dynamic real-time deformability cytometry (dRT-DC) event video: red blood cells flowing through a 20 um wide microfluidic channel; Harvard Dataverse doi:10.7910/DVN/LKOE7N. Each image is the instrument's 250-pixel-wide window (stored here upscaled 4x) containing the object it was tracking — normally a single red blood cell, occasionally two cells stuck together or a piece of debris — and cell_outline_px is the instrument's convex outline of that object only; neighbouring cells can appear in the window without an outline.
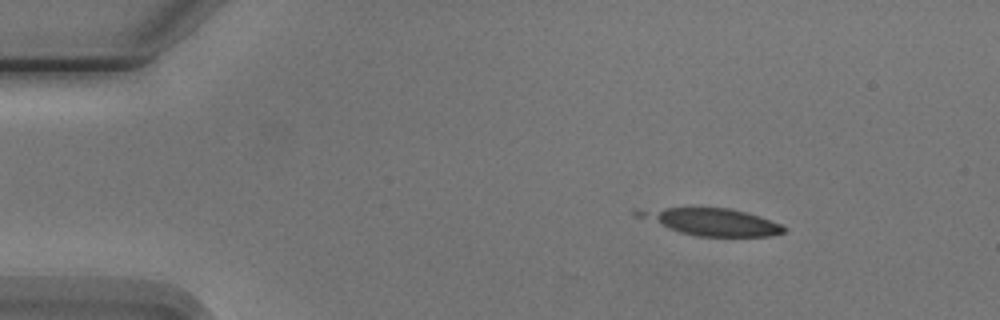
{"species": "Egyptian fruit bat (a non-hibernating species)", "species_latin": "Rousettus aegyptiacus", "temperature_condition": "cold", "stored_images_in_passage": 6, "camera_frame_rate_fps": 3000, "um_per_image_px": 0.085, "animal": {"sex": "male"}, "frame": {"image": 1, "passage_image": 1, "time_ms": 0.0, "image_size_px": [1000, 320], "cell_outline_px": [[784, 232], [772, 236], [696, 236], [680, 232], [668, 228], [652, 216], [656, 212], [664, 208], [728, 208], [760, 216], [780, 224], [784, 228]], "centroid_in_image_um": [60.95, 18.9], "position_along_channel_um": 24.1, "area_um2": 20.69}}
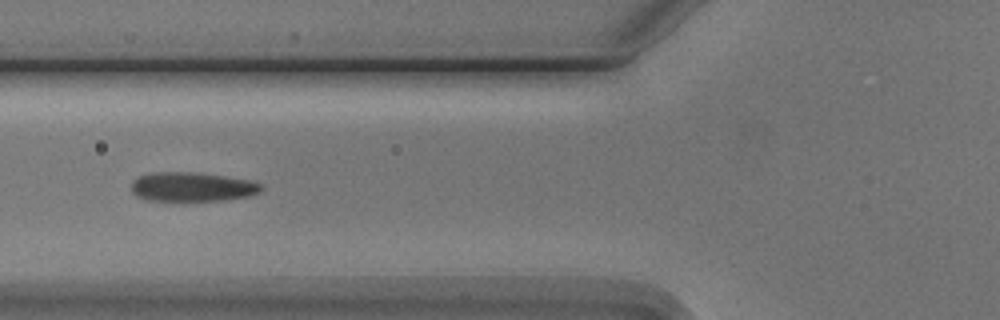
{"frame": {"image": 2, "passage_image": 4, "time_ms": 4.333, "image_size_px": [1000, 320], "cell_outline_px": [[264, 188], [260, 192], [248, 196], [224, 200], [144, 200], [136, 196], [132, 192], [132, 180], [140, 176], [152, 172], [192, 172], [224, 176], [252, 180], [264, 184]], "centroid_in_image_um": [16.36, 15.87], "position_along_channel_um": 109.4, "area_um2": 22.2}}
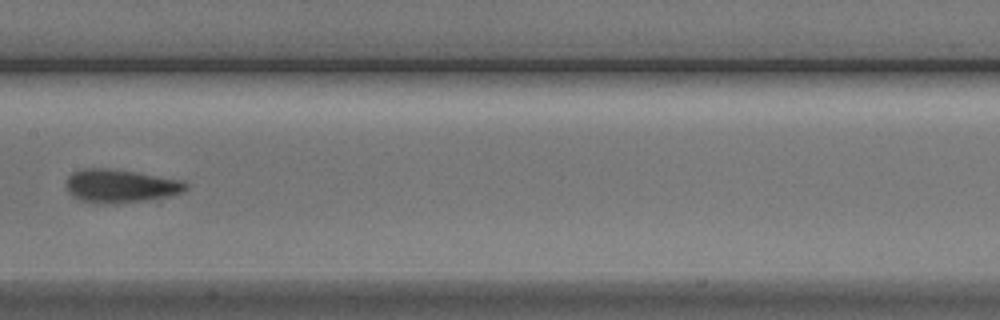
{"frame": {"image": 3, "passage_image": 6, "time_ms": 6.667, "image_size_px": [1000, 320], "cell_outline_px": [[188, 188], [180, 192], [168, 196], [148, 200], [112, 204], [92, 204], [80, 200], [72, 196], [68, 192], [64, 184], [68, 176], [72, 172], [84, 168], [108, 168], [136, 172], [184, 180], [188, 184]], "centroid_in_image_um": [10.19, 15.81], "position_along_channel_um": 197.2, "area_um2": 23.64}}